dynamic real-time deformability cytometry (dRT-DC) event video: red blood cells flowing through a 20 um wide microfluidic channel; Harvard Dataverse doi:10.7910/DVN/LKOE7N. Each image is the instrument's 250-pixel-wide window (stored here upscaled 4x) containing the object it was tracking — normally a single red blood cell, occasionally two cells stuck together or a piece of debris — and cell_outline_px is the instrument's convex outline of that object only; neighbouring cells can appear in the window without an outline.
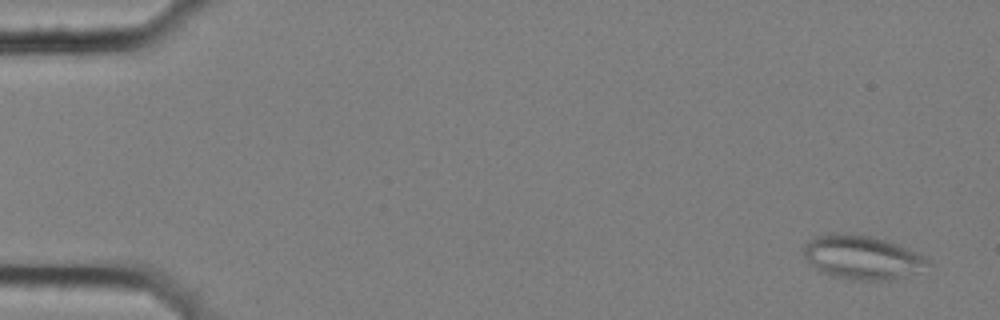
{"species": "common noctule bat (a hibernating species)", "species_latin": "Nyctalus noctula", "temperature_condition": "cold", "stored_images_in_passage": 4, "camera_frame_rate_fps": 3000, "um_per_image_px": 0.085, "animal": {"sex": "female", "body_mass_g": 25.1}, "frame": {"image": 1, "passage_image": 1, "time_ms": 0.0, "image_size_px": [1000, 320], "cell_outline_px": [[932, 264], [900, 276], [888, 280], [852, 280], [832, 276], [820, 272], [808, 264], [804, 256], [804, 248], [808, 240], [816, 236], [832, 232], [844, 232], [872, 236], [896, 244], [928, 260]], "centroid_in_image_um": [73.13, 21.85], "position_along_channel_um": 11.9, "area_um2": 31.27}}